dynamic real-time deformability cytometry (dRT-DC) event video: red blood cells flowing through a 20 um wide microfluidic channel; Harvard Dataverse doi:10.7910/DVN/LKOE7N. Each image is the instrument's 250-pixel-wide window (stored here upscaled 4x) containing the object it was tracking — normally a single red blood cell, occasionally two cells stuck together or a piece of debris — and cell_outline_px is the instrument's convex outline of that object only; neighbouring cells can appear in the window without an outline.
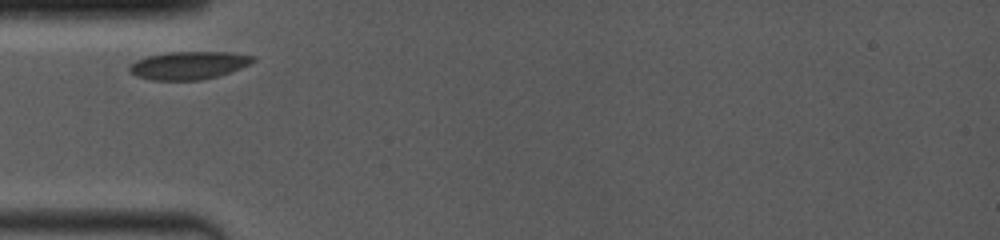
{"species": "common noctule bat (a hibernating species)", "species_latin": "Nyctalus noctula", "temperature_condition": "room temperature", "stored_images_in_passage": 7, "camera_frame_rate_fps": 4000, "um_per_image_px": 0.085, "animal": {"sex": "female", "body_mass_g": 19.0, "forearm_length_mm": 53.3}, "frame": {"image": 1, "passage_image": 1, "time_ms": 0.0, "image_size_px": [1000, 240], "cell_outline_px": [[256, 60], [240, 68], [216, 76], [200, 80], [152, 80], [140, 76], [132, 72], [128, 68], [136, 60], [148, 56], [168, 52], [228, 52], [252, 56]], "centroid_in_image_um": [16.03, 5.55], "position_along_channel_um": 69.0, "area_um2": 19.59}}
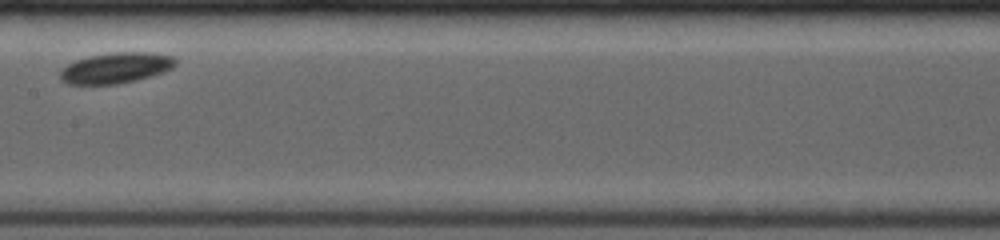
{"frame": {"image": 2, "passage_image": 4, "time_ms": 3.5, "image_size_px": [1000, 240], "cell_outline_px": [[176, 64], [172, 68], [164, 72], [136, 80], [116, 84], [68, 84], [60, 80], [60, 72], [68, 64], [76, 60], [88, 56], [116, 52], [156, 52], [172, 56], [176, 60]], "centroid_in_image_um": [9.87, 5.76], "position_along_channel_um": 197.5, "area_um2": 20.63}}
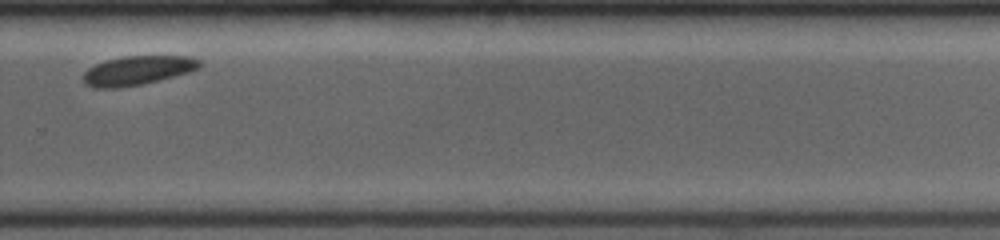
{"frame": {"image": 3, "passage_image": 7, "time_ms": 6.75, "image_size_px": [1000, 240], "cell_outline_px": [[200, 64], [196, 68], [188, 72], [140, 84], [120, 88], [96, 88], [84, 84], [84, 72], [88, 68], [96, 64], [108, 60], [124, 56], [188, 56], [200, 60]], "centroid_in_image_um": [11.64, 5.98], "position_along_channel_um": 318.2, "area_um2": 19.31}}